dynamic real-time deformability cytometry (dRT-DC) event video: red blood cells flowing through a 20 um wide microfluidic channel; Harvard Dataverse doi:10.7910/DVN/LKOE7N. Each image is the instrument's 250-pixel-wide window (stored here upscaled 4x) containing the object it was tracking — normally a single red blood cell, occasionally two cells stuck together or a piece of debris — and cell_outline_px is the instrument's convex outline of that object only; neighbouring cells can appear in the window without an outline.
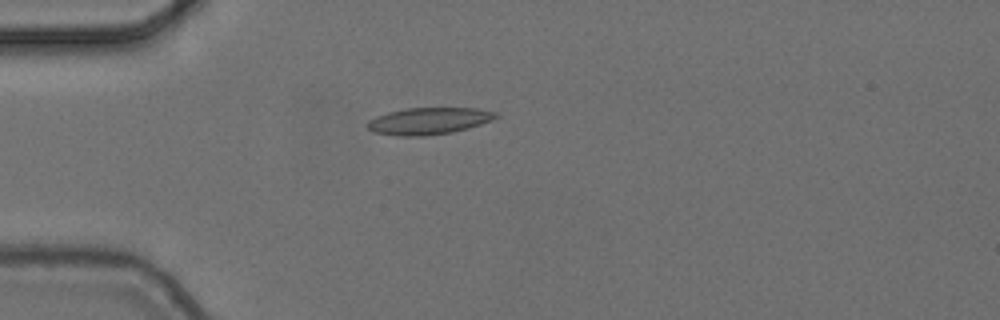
{"species": "common noctule bat (a hibernating species)", "species_latin": "Nyctalus noctula", "temperature_condition": "cold", "stored_images_in_passage": 2, "camera_frame_rate_fps": 3000, "um_per_image_px": 0.085, "animal": {"sex": "female", "body_mass_g": 24.6, "forearm_length_mm": 56.2}, "frame": {"image": 1, "passage_image": 1, "time_ms": 0.0, "image_size_px": [1000, 320], "cell_outline_px": [[500, 116], [492, 120], [468, 128], [452, 132], [424, 136], [396, 136], [376, 132], [368, 128], [368, 120], [376, 116], [388, 112], [404, 108], [476, 108], [496, 112]], "centroid_in_image_um": [36.45, 10.28], "position_along_channel_um": 48.5, "area_um2": 20.06}}